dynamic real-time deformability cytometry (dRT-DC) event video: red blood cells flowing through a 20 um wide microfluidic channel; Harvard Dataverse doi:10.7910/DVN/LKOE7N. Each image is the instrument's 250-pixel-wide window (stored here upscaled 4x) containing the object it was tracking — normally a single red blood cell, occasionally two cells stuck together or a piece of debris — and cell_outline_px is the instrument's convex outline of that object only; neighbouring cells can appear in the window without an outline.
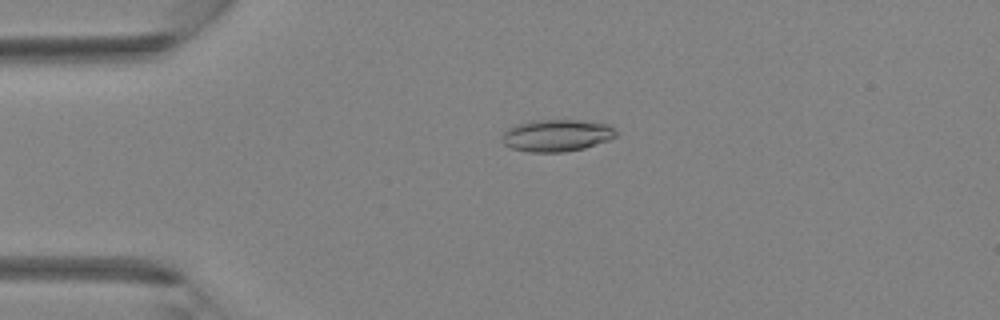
{"species": "Egyptian fruit bat (a non-hibernating species)", "species_latin": "Rousettus aegyptiacus", "temperature_condition": "room temperature", "stored_images_in_passage": 40, "camera_frame_rate_fps": 3000, "um_per_image_px": 0.085, "animal": {"sex": "female"}, "frame": {"image": 1, "passage_image": 9, "time_ms": 2.667, "image_size_px": [1000, 320], "cell_outline_px": [[616, 136], [608, 140], [584, 148], [564, 152], [528, 152], [512, 148], [504, 144], [504, 132], [508, 128], [532, 120], [580, 120], [608, 124], [616, 132]], "centroid_in_image_um": [47.33, 11.51], "position_along_channel_um": 37.7, "area_um2": 20.98}}
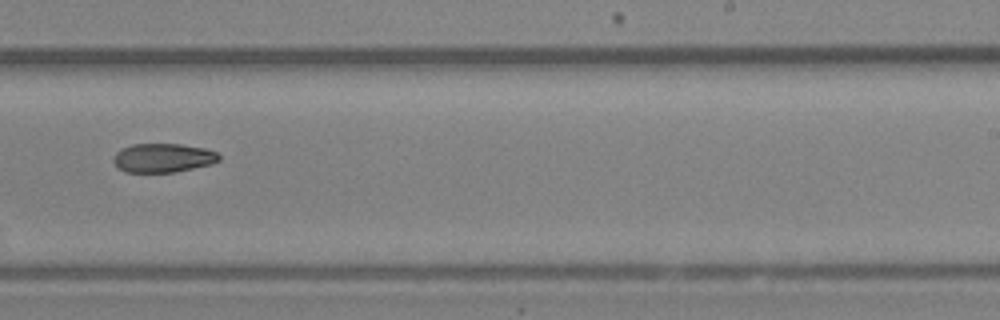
{"frame": {"image": 2, "passage_image": 25, "time_ms": 8.0, "image_size_px": [1000, 320], "cell_outline_px": [[220, 160], [212, 164], [176, 172], [124, 172], [112, 160], [116, 152], [120, 148], [132, 144], [180, 144], [204, 148], [216, 152], [220, 156]], "centroid_in_image_um": [13.86, 13.42], "position_along_channel_um": 275.1, "area_um2": 17.86}}
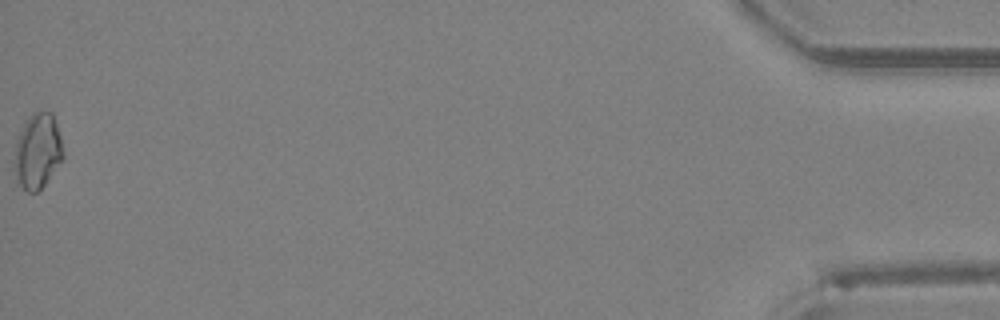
{"frame": {"image": 3, "passage_image": 40, "time_ms": 13.0, "image_size_px": [1000, 320], "cell_outline_px": [[64, 160], [44, 184], [36, 192], [28, 192], [20, 184], [12, 168], [16, 140], [24, 124], [32, 112], [52, 112], [60, 136], [64, 152]], "centroid_in_image_um": [3.19, 12.85], "position_along_channel_um": 432.0, "area_um2": 21.44}}